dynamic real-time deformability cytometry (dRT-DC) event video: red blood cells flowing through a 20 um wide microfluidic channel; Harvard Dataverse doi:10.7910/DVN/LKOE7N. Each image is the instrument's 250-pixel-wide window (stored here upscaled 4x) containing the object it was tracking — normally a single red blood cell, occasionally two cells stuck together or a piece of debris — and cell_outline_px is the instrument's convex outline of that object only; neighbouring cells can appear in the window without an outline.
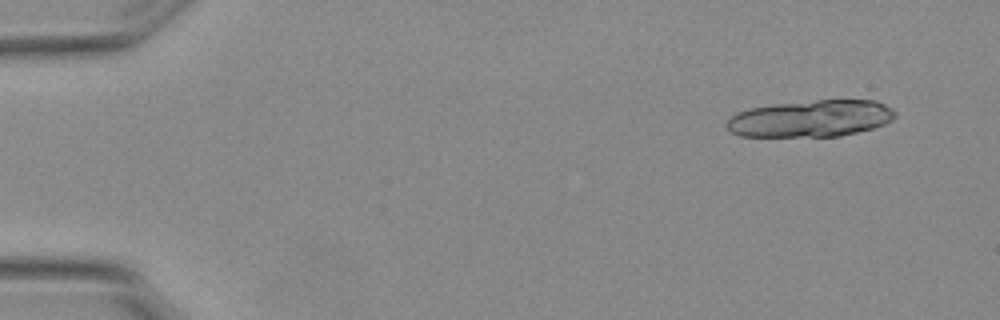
{"species": "Egyptian fruit bat (a non-hibernating species)", "species_latin": "Rousettus aegyptiacus", "temperature_condition": "warm", "stored_images_in_passage": 6, "segment_of_instrument_passage": [1, 2], "camera_frame_rate_fps": 3000, "um_per_image_px": 0.085, "animal": {"sex": "female"}, "frame": {"image": 1, "passage_image": 1, "time_ms": 0.0, "image_size_px": [1000, 320], "cell_outline_px": [[896, 116], [892, 120], [876, 128], [840, 136], [740, 136], [732, 132], [724, 124], [736, 112], [752, 108], [772, 104], [816, 100], [876, 100], [892, 108], [896, 112]], "centroid_in_image_um": [68.95, 10.07], "position_along_channel_um": 16.0, "area_um2": 36.24}}